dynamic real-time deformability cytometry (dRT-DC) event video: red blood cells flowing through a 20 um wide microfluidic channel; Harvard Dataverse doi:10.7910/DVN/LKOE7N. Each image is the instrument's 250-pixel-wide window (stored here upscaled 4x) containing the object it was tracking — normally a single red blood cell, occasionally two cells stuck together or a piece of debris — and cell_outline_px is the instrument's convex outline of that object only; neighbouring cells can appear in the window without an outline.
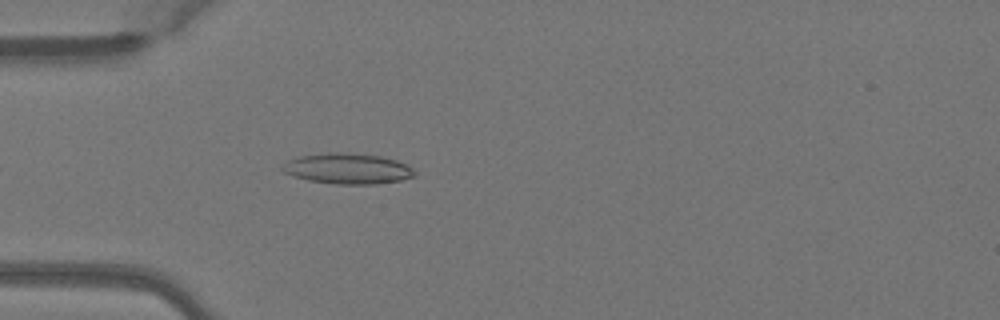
{"species": "Egyptian fruit bat (a non-hibernating species)", "species_latin": "Rousettus aegyptiacus", "temperature_condition": "warm", "stored_images_in_passage": 8, "camera_frame_rate_fps": 3000, "um_per_image_px": 0.085, "animal": {"sex": "female"}, "frame": {"image": 1, "passage_image": 4, "time_ms": 1.0, "image_size_px": [1000, 320], "cell_outline_px": [[416, 176], [400, 180], [376, 184], [336, 184], [308, 180], [292, 176], [284, 172], [280, 168], [288, 160], [300, 156], [328, 152], [340, 152], [380, 156], [396, 160], [412, 168], [416, 172]], "centroid_in_image_um": [29.53, 14.33], "position_along_channel_um": 55.5, "area_um2": 23.52}}